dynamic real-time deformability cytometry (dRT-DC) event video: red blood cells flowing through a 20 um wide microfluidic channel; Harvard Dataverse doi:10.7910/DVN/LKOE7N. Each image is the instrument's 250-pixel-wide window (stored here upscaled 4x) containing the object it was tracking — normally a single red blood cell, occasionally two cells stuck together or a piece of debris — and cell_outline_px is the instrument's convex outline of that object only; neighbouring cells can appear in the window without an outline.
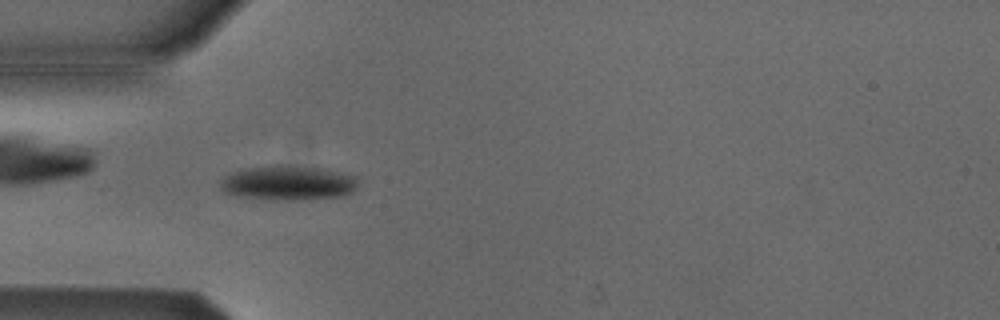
{"species": "Egyptian fruit bat (a non-hibernating species)", "species_latin": "Rousettus aegyptiacus", "temperature_condition": "cold", "stored_images_in_passage": 32, "camera_frame_rate_fps": 3000, "um_per_image_px": 0.085, "animal": {"sex": "male"}, "frame": {"image": 1, "passage_image": 2, "time_ms": 0.333, "image_size_px": [1000, 320], "cell_outline_px": [[356, 188], [352, 192], [344, 196], [300, 200], [272, 200], [240, 196], [224, 192], [220, 188], [220, 184], [224, 176], [236, 172], [252, 168], [276, 164], [288, 164], [320, 168], [356, 176]], "centroid_in_image_um": [24.51, 15.55], "position_along_channel_um": 60.5, "area_um2": 27.74}}
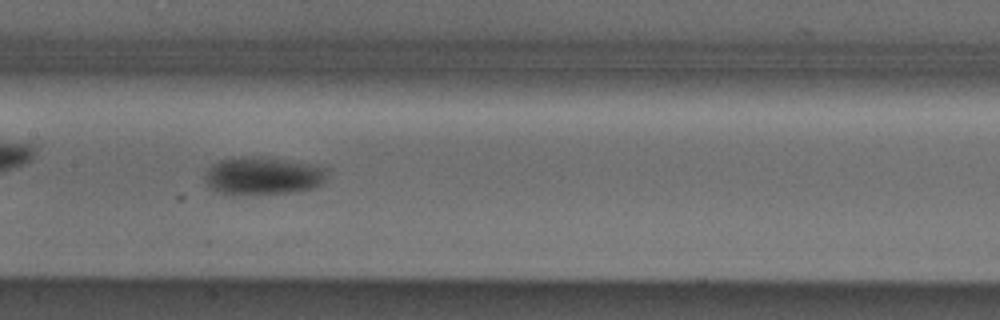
{"frame": {"image": 2, "passage_image": 12, "time_ms": 3.667, "image_size_px": [1000, 320], "cell_outline_px": [[328, 168], [324, 180], [316, 188], [292, 192], [252, 196], [232, 196], [220, 192], [212, 188], [204, 180], [204, 176], [208, 168], [212, 164], [220, 160], [284, 160], [316, 164]], "centroid_in_image_um": [22.39, 15.03], "position_along_channel_um": 185.0, "area_um2": 26.47}}
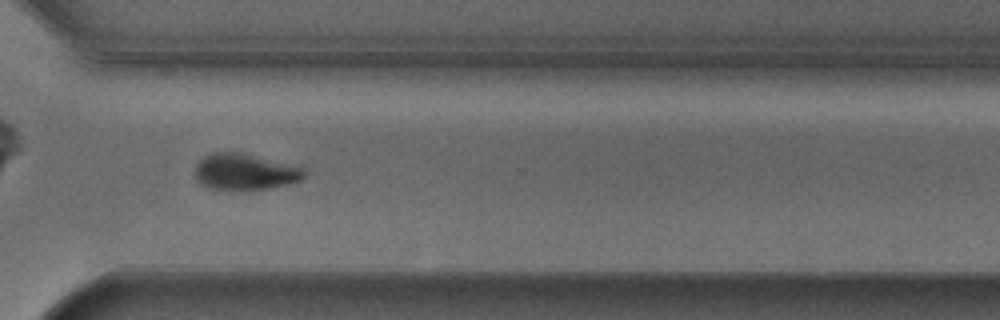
{"frame": {"image": 3, "passage_image": 25, "time_ms": 8.0, "image_size_px": [1000, 320], "cell_outline_px": [[304, 176], [300, 180], [288, 184], [268, 188], [240, 192], [208, 188], [200, 184], [196, 180], [196, 164], [204, 156], [212, 152], [240, 152], [304, 164]], "centroid_in_image_um": [20.88, 14.6], "position_along_channel_um": 349.7, "area_um2": 24.22}, "authors_computed_cell_mechanics": {"area_um2": 26.4435, "velocity_mm_per_s": 3.8043, "shape_relaxation_time_tau1_ms": 3.1434, "shape_relaxation_time_tau2_ms": null, "deformation_change_tau1": 0.1067, "deformation_change_tau2": null}}